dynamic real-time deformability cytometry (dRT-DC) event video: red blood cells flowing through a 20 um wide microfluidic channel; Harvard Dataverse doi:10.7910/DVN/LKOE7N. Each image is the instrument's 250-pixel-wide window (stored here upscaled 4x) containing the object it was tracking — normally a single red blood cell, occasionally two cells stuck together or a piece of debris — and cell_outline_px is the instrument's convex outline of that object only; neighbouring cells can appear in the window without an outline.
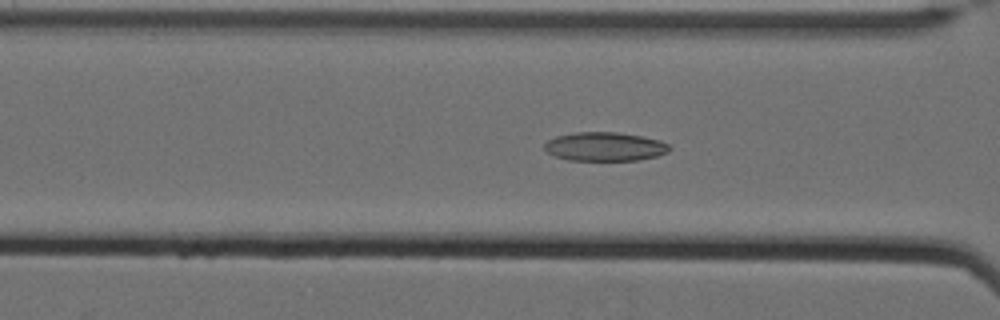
{"species": "Egyptian fruit bat (a non-hibernating species)", "species_latin": "Rousettus aegyptiacus", "temperature_condition": "cold", "stored_images_in_passage": 61, "camera_frame_rate_fps": 3000, "um_per_image_px": 0.085, "animal": {"sex": "female"}, "frame": {"image": 1, "passage_image": 28, "time_ms": 9.0, "image_size_px": [1000, 320], "cell_outline_px": [[672, 148], [668, 152], [656, 156], [636, 160], [568, 160], [556, 156], [548, 152], [544, 148], [544, 144], [548, 140], [556, 136], [576, 132], [616, 132], [640, 136], [660, 140], [668, 144]], "centroid_in_image_um": [51.41, 12.46], "position_along_channel_um": 115.2, "area_um2": 20.87}}
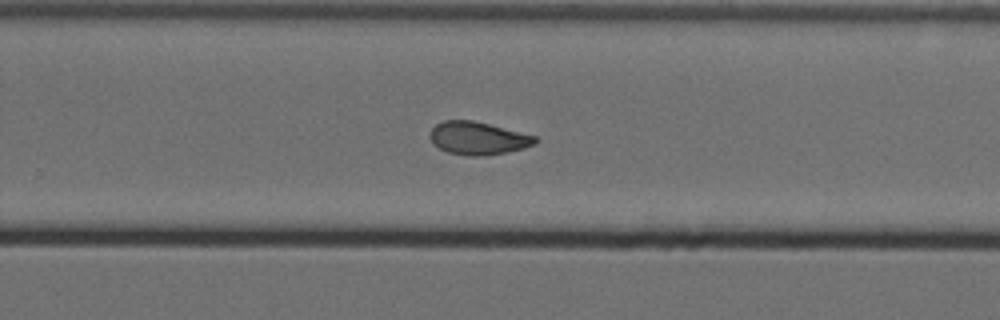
{"frame": {"image": 2, "passage_image": 43, "time_ms": 14.0, "image_size_px": [1000, 320], "cell_outline_px": [[536, 144], [524, 148], [508, 152], [484, 156], [468, 156], [448, 152], [432, 144], [428, 136], [432, 128], [436, 124], [444, 120], [472, 120], [536, 136]], "centroid_in_image_um": [40.59, 11.76], "position_along_channel_um": 289.2, "area_um2": 20.17}}
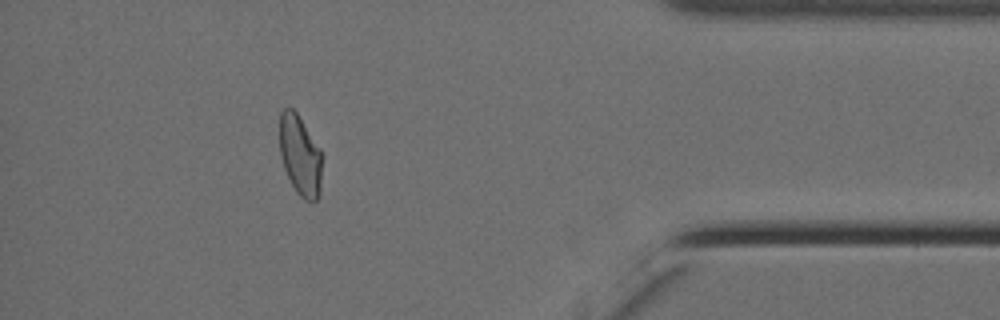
{"frame": {"image": 3, "passage_image": 56, "time_ms": 18.333, "image_size_px": [1000, 320], "cell_outline_px": [[320, 196], [312, 204], [304, 200], [296, 192], [284, 168], [280, 156], [280, 112], [284, 108], [292, 108], [296, 112], [320, 148]], "centroid_in_image_um": [25.49, 13.24], "position_along_channel_um": 409.7, "area_um2": 19.71}, "authors_computed_cell_mechanics": {"area_um2": 20.9236, "velocity_mm_per_s": 3.4751, "shape_relaxation_time_tau1_ms": null, "shape_relaxation_time_tau2_ms": 4.426, "deformation_change_tau1": null, "deformation_change_tau2": 0.0934}}